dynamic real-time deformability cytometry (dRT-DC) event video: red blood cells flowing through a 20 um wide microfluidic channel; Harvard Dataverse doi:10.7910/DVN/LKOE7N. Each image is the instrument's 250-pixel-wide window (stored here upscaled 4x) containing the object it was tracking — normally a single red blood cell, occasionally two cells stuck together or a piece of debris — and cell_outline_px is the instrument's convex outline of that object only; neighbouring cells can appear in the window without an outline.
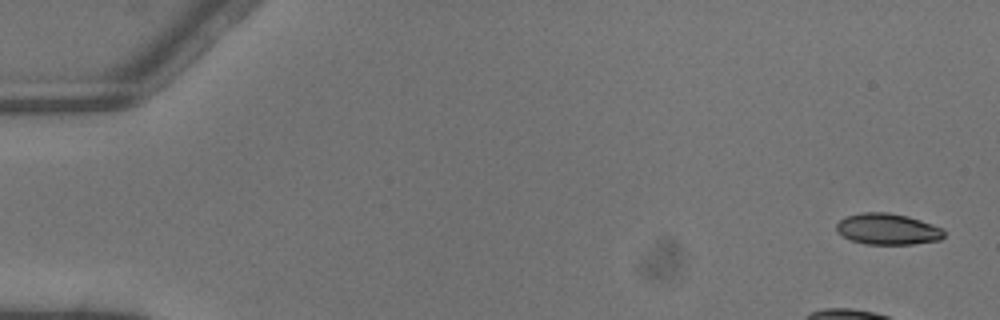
{"species": "common noctule bat (a hibernating species)", "species_latin": "Nyctalus noctula", "temperature_condition": "warm", "stored_images_in_passage": 5, "camera_frame_rate_fps": 3000, "um_per_image_px": 0.085, "animal": {"sex": "male", "body_mass_g": 13.3}, "frame": {"image": 1, "passage_image": 1, "time_ms": 0.0, "image_size_px": [1000, 320], "cell_outline_px": [[944, 236], [940, 240], [912, 244], [864, 244], [852, 240], [836, 232], [836, 224], [844, 216], [860, 212], [888, 212], [908, 216], [944, 228]], "centroid_in_image_um": [75.44, 19.46], "position_along_channel_um": 9.6, "area_um2": 19.71}}